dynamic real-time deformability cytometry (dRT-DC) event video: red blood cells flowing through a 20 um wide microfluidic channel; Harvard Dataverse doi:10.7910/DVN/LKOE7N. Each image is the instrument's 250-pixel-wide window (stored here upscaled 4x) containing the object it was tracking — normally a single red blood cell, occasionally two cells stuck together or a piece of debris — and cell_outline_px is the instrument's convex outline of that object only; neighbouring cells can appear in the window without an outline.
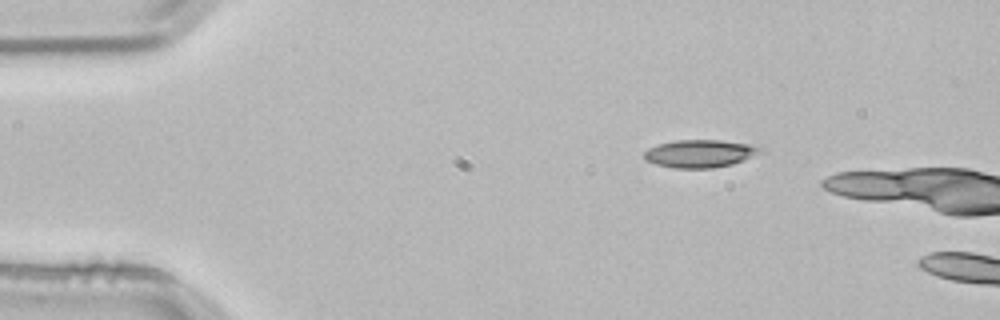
{"species": "common noctule bat (a hibernating species)", "species_latin": "Nyctalus noctula", "temperature_condition": "room temperature", "stored_images_in_passage": 3, "camera_frame_rate_fps": 3000, "um_per_image_px": 0.085, "animal": {"sex": "male", "body_mass_g": 21.5, "forearm_length_mm": 52.0}, "frame": {"image": 1, "passage_image": 1, "time_ms": 0.0, "image_size_px": [1000, 320], "cell_outline_px": [[764, 152], [744, 160], [732, 164], [712, 168], [672, 168], [656, 164], [644, 160], [644, 152], [648, 148], [656, 144], [676, 140], [720, 140], [748, 144], [764, 148]], "centroid_in_image_um": [59.49, 13.05], "position_along_channel_um": 25.5, "area_um2": 18.96}}